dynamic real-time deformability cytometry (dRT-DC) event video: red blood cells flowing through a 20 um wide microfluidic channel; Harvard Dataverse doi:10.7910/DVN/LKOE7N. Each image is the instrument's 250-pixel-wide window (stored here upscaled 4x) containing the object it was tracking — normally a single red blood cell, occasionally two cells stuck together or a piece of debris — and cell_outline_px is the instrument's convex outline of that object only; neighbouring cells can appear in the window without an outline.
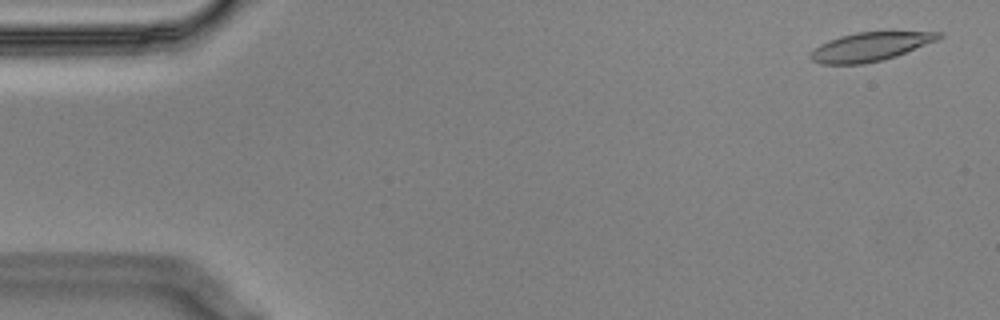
{"species": "Egyptian fruit bat (a non-hibernating species)", "species_latin": "Rousettus aegyptiacus", "temperature_condition": "cold", "stored_images_in_passage": 55, "camera_frame_rate_fps": 3000, "um_per_image_px": 0.085, "animal": {"sex": "male"}, "frame": {"image": 1, "passage_image": 1, "time_ms": 0.0, "image_size_px": [1000, 320], "cell_outline_px": [[944, 36], [936, 40], [896, 56], [884, 60], [864, 64], [820, 64], [812, 60], [808, 56], [820, 44], [828, 40], [840, 36], [856, 32], [944, 32]], "centroid_in_image_um": [73.95, 3.97], "position_along_channel_um": 11.1, "area_um2": 21.33}}
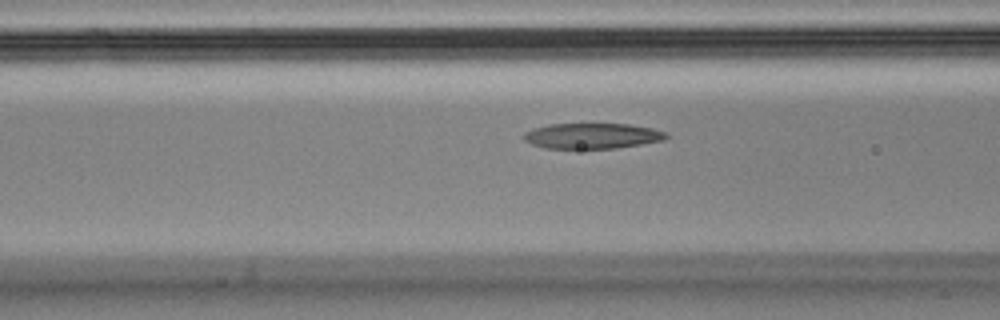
{"frame": {"image": 2, "passage_image": 20, "time_ms": 6.333, "image_size_px": [1000, 320], "cell_outline_px": [[668, 136], [664, 140], [616, 148], [544, 148], [532, 144], [524, 140], [520, 136], [524, 132], [532, 128], [548, 124], [628, 124], [652, 128], [668, 132]], "centroid_in_image_um": [50.3, 11.54], "position_along_channel_um": 116.3, "area_um2": 21.27}}
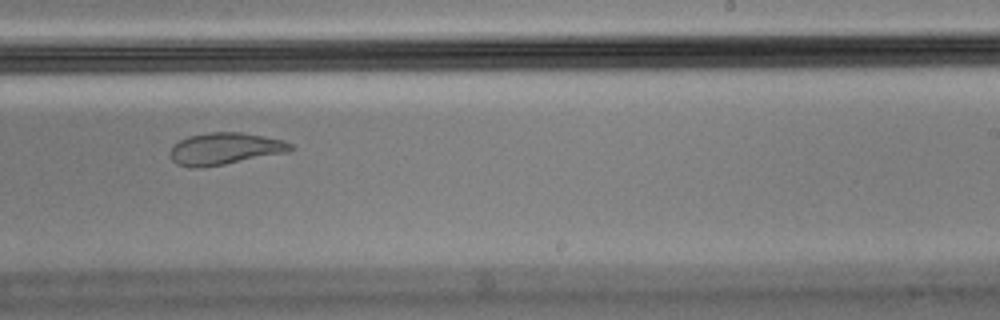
{"frame": {"image": 3, "passage_image": 33, "time_ms": 10.667, "image_size_px": [1000, 320], "cell_outline_px": [[296, 148], [288, 152], [224, 164], [196, 168], [188, 168], [176, 164], [172, 160], [168, 152], [172, 144], [188, 136], [208, 132], [240, 132], [264, 136], [284, 140], [292, 144]], "centroid_in_image_um": [19.08, 12.64], "position_along_channel_um": 269.9, "area_um2": 22.66}, "authors_computed_cell_mechanics": {"area_um2": 22.7732, "velocity_mm_per_s": 3.5415, "shape_relaxation_time_tau1_ms": null, "shape_relaxation_time_tau2_ms": 2.2305, "deformation_change_tau1": null, "deformation_change_tau2": 0.0852}}